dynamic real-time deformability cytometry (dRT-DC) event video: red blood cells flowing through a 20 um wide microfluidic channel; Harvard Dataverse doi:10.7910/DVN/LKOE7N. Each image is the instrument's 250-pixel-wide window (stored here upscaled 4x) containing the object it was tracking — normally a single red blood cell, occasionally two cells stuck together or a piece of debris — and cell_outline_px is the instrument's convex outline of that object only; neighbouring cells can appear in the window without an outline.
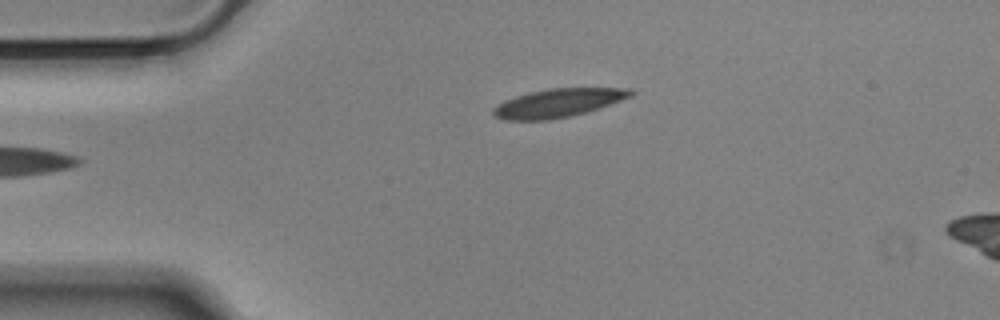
{"species": "Egyptian fruit bat (a non-hibernating species)", "species_latin": "Rousettus aegyptiacus", "temperature_condition": "cold", "stored_images_in_passage": 6, "camera_frame_rate_fps": 3000, "um_per_image_px": 0.085, "animal": {"sex": "male"}, "frame": {"image": 1, "passage_image": 1, "time_ms": 0.0, "image_size_px": [1000, 320], "cell_outline_px": [[636, 92], [632, 96], [572, 116], [548, 120], [504, 120], [496, 116], [492, 112], [492, 108], [504, 100], [528, 92], [548, 88], [632, 88]], "centroid_in_image_um": [47.41, 8.74], "position_along_channel_um": 37.6, "area_um2": 22.72}}